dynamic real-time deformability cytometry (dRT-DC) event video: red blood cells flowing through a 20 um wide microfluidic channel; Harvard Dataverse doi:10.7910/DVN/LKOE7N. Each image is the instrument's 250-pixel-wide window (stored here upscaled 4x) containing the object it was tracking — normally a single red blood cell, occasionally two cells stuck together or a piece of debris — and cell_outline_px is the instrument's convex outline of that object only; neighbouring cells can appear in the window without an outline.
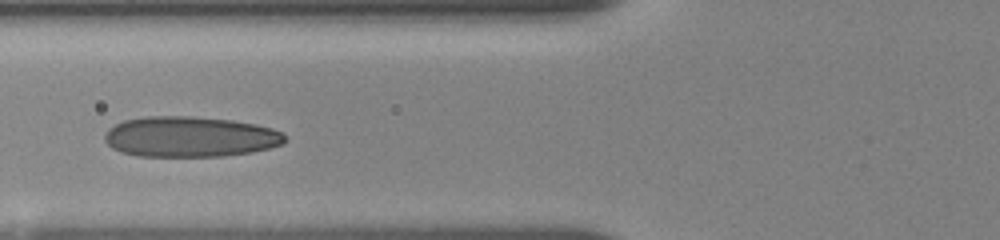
{"species": "human", "species_latin": "Homo sapiens", "temperature_condition": "room temperature", "stored_images_in_passage": 34, "camera_frame_rate_fps": 3000, "um_per_image_px": 0.085, "donor": {"sex": "female"}, "frame": {"image": 1, "passage_image": 9, "time_ms": 4.333, "image_size_px": [1000, 240], "cell_outline_px": [[288, 140], [284, 144], [252, 152], [220, 156], [140, 156], [120, 152], [112, 148], [104, 140], [104, 136], [108, 128], [124, 120], [148, 116], [192, 116], [232, 120], [256, 124], [272, 128], [284, 132]], "centroid_in_image_um": [16.18, 11.62], "position_along_channel_um": 109.6, "area_um2": 42.83}}
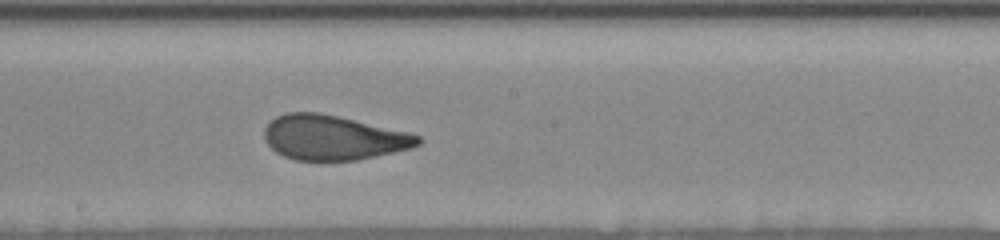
{"frame": {"image": 2, "passage_image": 18, "time_ms": 7.333, "image_size_px": [1000, 240], "cell_outline_px": [[424, 140], [420, 144], [412, 148], [356, 160], [296, 160], [284, 156], [276, 152], [264, 140], [264, 128], [276, 116], [288, 112], [320, 112], [408, 132], [420, 136]], "centroid_in_image_um": [28.32, 11.69], "position_along_channel_um": 219.9, "area_um2": 39.94}}
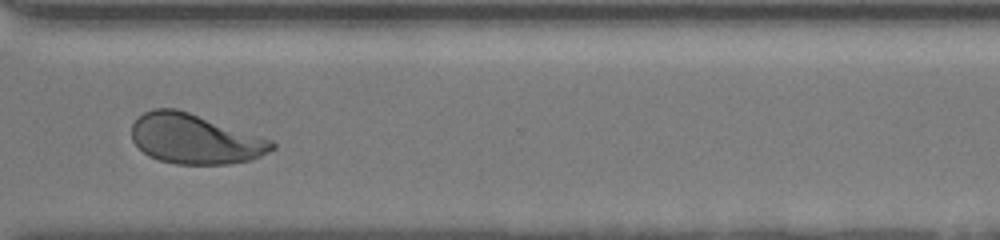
{"frame": {"image": 3, "passage_image": 28, "time_ms": 11.0, "image_size_px": [1000, 240], "cell_outline_px": [[276, 148], [252, 160], [228, 164], [176, 164], [160, 160], [148, 156], [132, 140], [132, 124], [144, 112], [152, 108], [176, 108], [272, 140], [276, 144]], "centroid_in_image_um": [16.57, 11.82], "position_along_channel_um": 354.0, "area_um2": 40.52}, "authors_computed_cell_mechanics": {"area_um2": 40.9802, "velocity_mm_per_s": 3.6641, "shape_relaxation_time_tau1_ms": 4.8297, "shape_relaxation_time_tau2_ms": null, "deformation_change_tau1": 0.1681, "deformation_change_tau2": null}}